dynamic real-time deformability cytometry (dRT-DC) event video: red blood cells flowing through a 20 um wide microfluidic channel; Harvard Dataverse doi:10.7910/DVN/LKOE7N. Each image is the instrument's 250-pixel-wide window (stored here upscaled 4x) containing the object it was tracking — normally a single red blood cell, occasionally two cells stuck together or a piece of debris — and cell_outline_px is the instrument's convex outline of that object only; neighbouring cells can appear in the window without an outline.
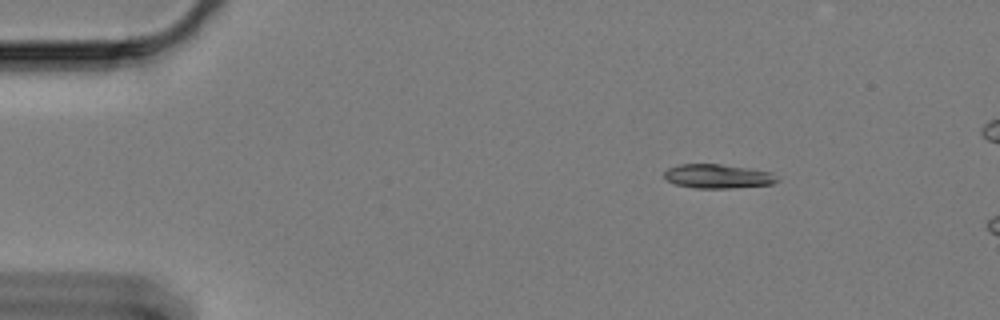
{"species": "Egyptian fruit bat (a non-hibernating species)", "species_latin": "Rousettus aegyptiacus", "temperature_condition": "cold", "stored_images_in_passage": 11, "camera_frame_rate_fps": 3000, "um_per_image_px": 0.085, "animal": {"sex": "female"}, "frame": {"image": 1, "passage_image": 1, "time_ms": 0.0, "image_size_px": [1000, 320], "cell_outline_px": [[780, 180], [772, 184], [732, 188], [696, 188], [676, 184], [664, 180], [664, 172], [668, 168], [680, 164], [720, 164], [748, 168], [772, 172]], "centroid_in_image_um": [61.0, 14.98], "position_along_channel_um": 24.0, "area_um2": 15.9}}